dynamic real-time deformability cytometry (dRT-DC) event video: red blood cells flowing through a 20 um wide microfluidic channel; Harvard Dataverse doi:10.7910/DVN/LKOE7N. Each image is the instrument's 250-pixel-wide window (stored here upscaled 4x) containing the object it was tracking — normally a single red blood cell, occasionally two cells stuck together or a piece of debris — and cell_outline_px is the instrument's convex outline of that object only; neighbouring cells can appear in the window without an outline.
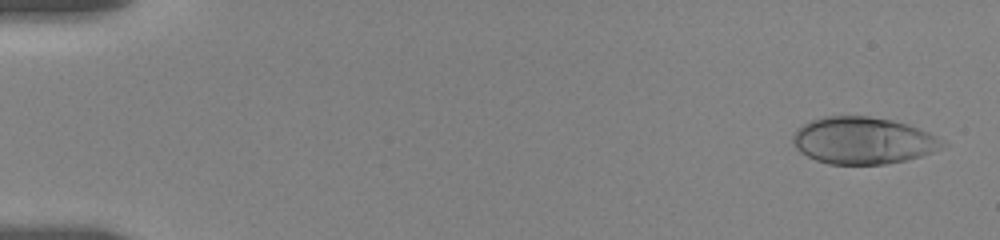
{"species": "human", "species_latin": "Homo sapiens", "temperature_condition": "room temperature", "stored_images_in_passage": 55, "camera_frame_rate_fps": 3000, "um_per_image_px": 0.085, "donor": {"sex": "female"}, "frame": {"image": 1, "passage_image": 2, "time_ms": 0.333, "image_size_px": [1000, 240], "cell_outline_px": [[948, 144], [944, 148], [920, 156], [904, 160], [884, 164], [828, 164], [816, 160], [800, 152], [796, 148], [792, 140], [792, 136], [796, 128], [812, 120], [824, 116], [868, 116], [892, 120], [908, 124], [928, 132], [936, 136]], "centroid_in_image_um": [73.35, 11.94], "position_along_channel_um": 11.6, "area_um2": 40.98}}
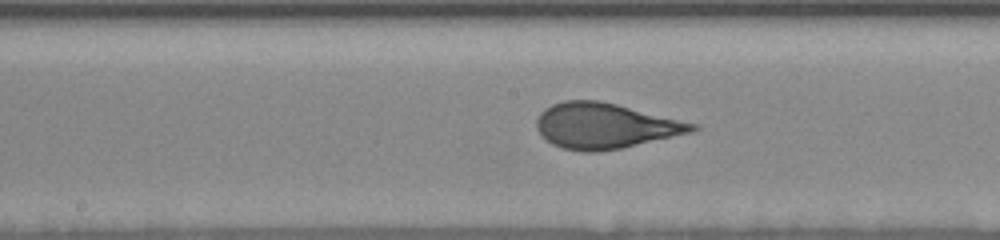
{"frame": {"image": 2, "passage_image": 29, "time_ms": 9.333, "image_size_px": [1000, 240], "cell_outline_px": [[700, 128], [692, 132], [620, 148], [596, 152], [580, 152], [564, 148], [552, 144], [540, 136], [536, 128], [536, 120], [540, 112], [544, 108], [552, 104], [564, 100], [600, 100], [700, 124]], "centroid_in_image_um": [51.41, 10.69], "position_along_channel_um": 196.8, "area_um2": 41.44}}
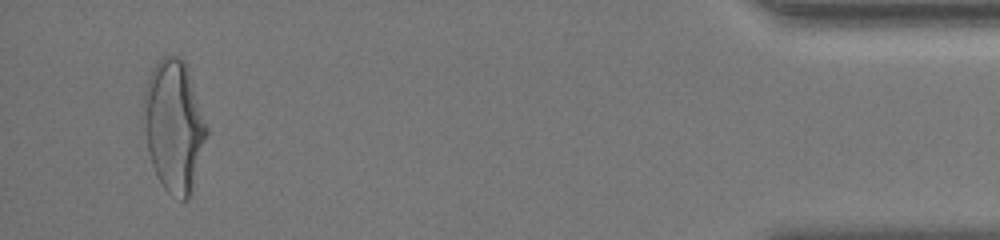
{"frame": {"image": 3, "passage_image": 53, "time_ms": 17.333, "image_size_px": [1000, 240], "cell_outline_px": [[208, 132], [192, 192], [188, 200], [180, 200], [172, 196], [164, 188], [156, 176], [148, 152], [140, 116], [140, 112], [144, 88], [148, 76], [156, 60], [164, 56], [180, 56], [184, 60], [188, 68], [208, 128]], "centroid_in_image_um": [14.74, 10.68], "position_along_channel_um": 420.5, "area_um2": 49.53}, "authors_computed_cell_mechanics": {"area_um2": 40.5756, "velocity_mm_per_s": 3.6196, "shape_relaxation_time_tau1_ms": 5.2549, "shape_relaxation_time_tau2_ms": null, "deformation_change_tau1": 0.1918, "deformation_change_tau2": null}}